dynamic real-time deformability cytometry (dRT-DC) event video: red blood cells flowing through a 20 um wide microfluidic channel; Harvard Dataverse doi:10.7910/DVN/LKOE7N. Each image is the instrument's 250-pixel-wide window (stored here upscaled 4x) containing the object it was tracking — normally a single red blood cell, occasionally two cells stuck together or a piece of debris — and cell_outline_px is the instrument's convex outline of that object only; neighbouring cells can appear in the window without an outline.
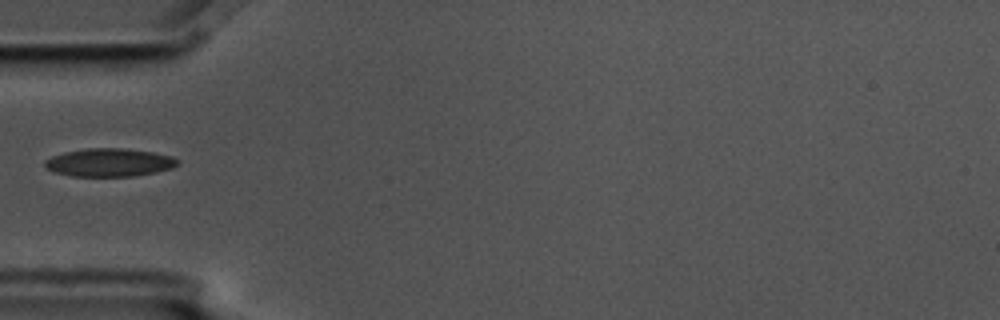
{"species": "common noctule bat (a hibernating species)", "species_latin": "Nyctalus noctula", "temperature_condition": "cold", "stored_images_in_passage": 5, "camera_frame_rate_fps": 3000, "um_per_image_px": 0.085, "animal": {"sex": "male", "body_mass_g": 17.5, "forearm_length_mm": 52.3}, "frame": {"image": 1, "passage_image": 5, "time_ms": 1.333, "image_size_px": [1000, 320], "cell_outline_px": [[180, 164], [172, 168], [156, 172], [132, 176], [72, 176], [52, 172], [44, 168], [44, 160], [52, 156], [64, 152], [88, 148], [124, 148], [152, 152], [172, 156], [180, 160]], "centroid_in_image_um": [9.28, 13.81], "position_along_channel_um": 75.7, "area_um2": 21.96}}